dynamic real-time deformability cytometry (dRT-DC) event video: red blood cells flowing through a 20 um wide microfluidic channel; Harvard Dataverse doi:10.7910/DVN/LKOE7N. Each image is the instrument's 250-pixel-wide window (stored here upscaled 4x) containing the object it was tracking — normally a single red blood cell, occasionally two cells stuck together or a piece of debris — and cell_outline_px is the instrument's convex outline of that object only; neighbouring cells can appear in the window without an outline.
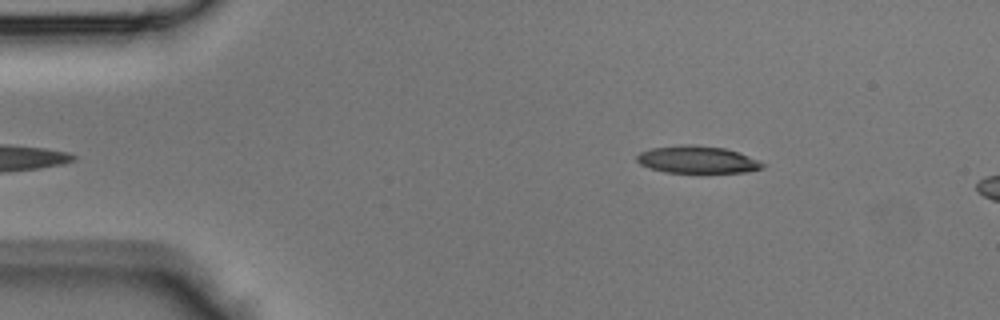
{"species": "Egyptian fruit bat (a non-hibernating species)", "species_latin": "Rousettus aegyptiacus", "temperature_condition": "room temperature", "stored_images_in_passage": 7, "camera_frame_rate_fps": 3000, "um_per_image_px": 0.085, "animal": {"sex": "male"}, "frame": {"image": 1, "passage_image": 1, "time_ms": 0.0, "image_size_px": [1000, 320], "cell_outline_px": [[768, 164], [764, 168], [744, 172], [664, 172], [648, 168], [640, 164], [636, 160], [636, 156], [640, 152], [652, 148], [680, 144], [696, 144], [724, 148], [740, 152]], "centroid_in_image_um": [59.28, 13.56], "position_along_channel_um": 25.7, "area_um2": 20.23}}